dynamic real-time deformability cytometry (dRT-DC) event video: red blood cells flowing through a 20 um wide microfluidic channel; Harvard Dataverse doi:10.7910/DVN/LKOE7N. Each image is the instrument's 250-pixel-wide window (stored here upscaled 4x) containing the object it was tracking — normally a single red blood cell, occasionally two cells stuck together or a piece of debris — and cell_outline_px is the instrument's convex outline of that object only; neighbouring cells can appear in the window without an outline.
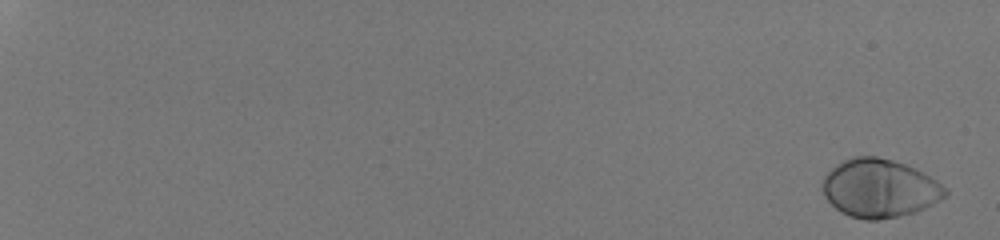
{"species": "human", "species_latin": "Homo sapiens", "temperature_condition": "room temperature", "stored_images_in_passage": 51, "camera_frame_rate_fps": 3000, "um_per_image_px": 0.085, "donor": {"sex": "male"}, "frame": {"image": 1, "passage_image": 2, "time_ms": 0.333, "image_size_px": [1000, 240], "cell_outline_px": [[948, 192], [940, 200], [916, 212], [876, 220], [864, 220], [840, 212], [824, 196], [820, 184], [824, 176], [832, 168], [844, 160], [856, 156], [876, 156], [892, 160], [916, 168], [936, 180], [948, 188]], "centroid_in_image_um": [74.75, 16.0], "position_along_channel_um": 10.2, "area_um2": 41.67}}
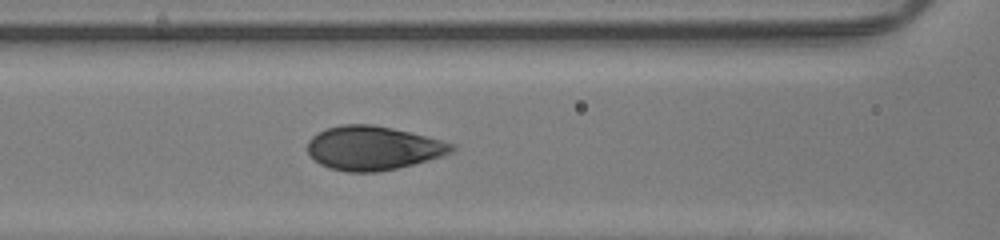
{"frame": {"image": 2, "passage_image": 30, "time_ms": 9.667, "image_size_px": [1000, 240], "cell_outline_px": [[456, 148], [452, 152], [428, 160], [396, 168], [376, 172], [348, 172], [328, 168], [320, 164], [308, 152], [308, 140], [316, 132], [324, 128], [340, 124], [372, 124], [392, 128], [456, 144]], "centroid_in_image_um": [31.67, 12.57], "position_along_channel_um": 134.9, "area_um2": 36.82}}
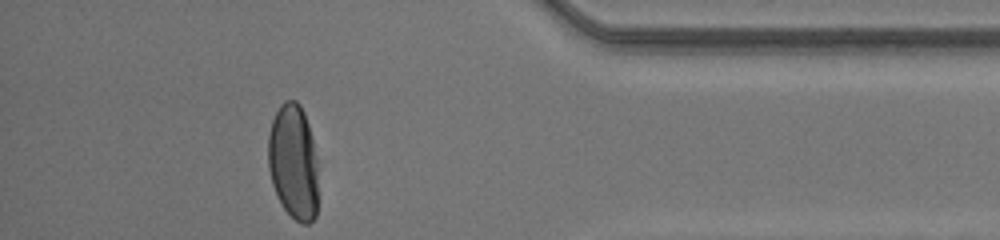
{"frame": {"image": 3, "passage_image": 51, "time_ms": 16.667, "image_size_px": [1000, 240], "cell_outline_px": [[316, 216], [308, 224], [300, 224], [284, 208], [276, 196], [272, 184], [268, 168], [268, 136], [272, 120], [280, 104], [284, 100], [296, 100], [300, 104], [304, 112], [308, 124], [312, 140], [316, 160]], "centroid_in_image_um": [24.9, 13.75], "position_along_channel_um": 410.3, "area_um2": 33.47}, "authors_computed_cell_mechanics": {"area_um2": 38.6682, "velocity_mm_per_s": 4.2155, "shape_relaxation_time_tau1_ms": 2.5255, "shape_relaxation_time_tau2_ms": null, "deformation_change_tau1": 0.18, "deformation_change_tau2": null}}